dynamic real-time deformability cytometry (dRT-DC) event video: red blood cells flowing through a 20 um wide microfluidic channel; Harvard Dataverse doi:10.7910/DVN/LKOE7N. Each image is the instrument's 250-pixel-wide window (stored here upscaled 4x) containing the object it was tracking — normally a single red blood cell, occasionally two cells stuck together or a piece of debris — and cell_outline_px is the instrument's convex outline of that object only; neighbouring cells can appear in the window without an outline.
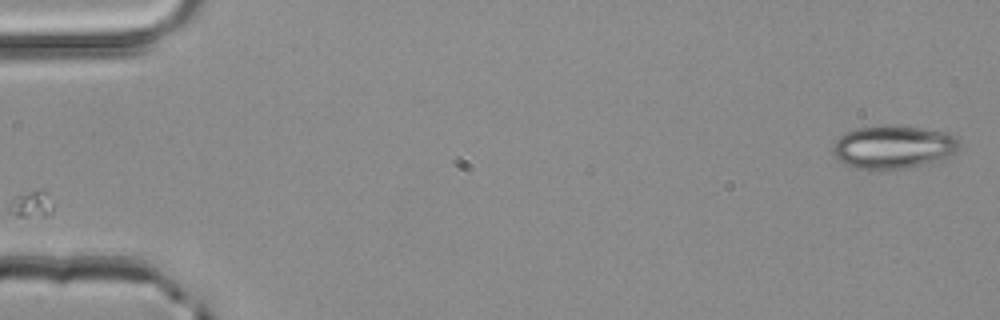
{"species": "common noctule bat (a hibernating species)", "species_latin": "Nyctalus noctula", "temperature_condition": "room temperature", "stored_images_in_passage": 3, "camera_frame_rate_fps": 3000, "um_per_image_px": 0.085, "animal": {"sex": "male", "body_mass_g": 20.4}, "frame": {"image": 1, "passage_image": 1, "time_ms": 0.0, "image_size_px": [1000, 320], "cell_outline_px": [[960, 144], [956, 152], [944, 160], [904, 168], [868, 172], [844, 164], [832, 152], [832, 144], [844, 132], [856, 128], [884, 124], [924, 128], [944, 132], [956, 136], [960, 140]], "centroid_in_image_um": [75.92, 12.51], "position_along_channel_um": 9.1, "area_um2": 32.71}}